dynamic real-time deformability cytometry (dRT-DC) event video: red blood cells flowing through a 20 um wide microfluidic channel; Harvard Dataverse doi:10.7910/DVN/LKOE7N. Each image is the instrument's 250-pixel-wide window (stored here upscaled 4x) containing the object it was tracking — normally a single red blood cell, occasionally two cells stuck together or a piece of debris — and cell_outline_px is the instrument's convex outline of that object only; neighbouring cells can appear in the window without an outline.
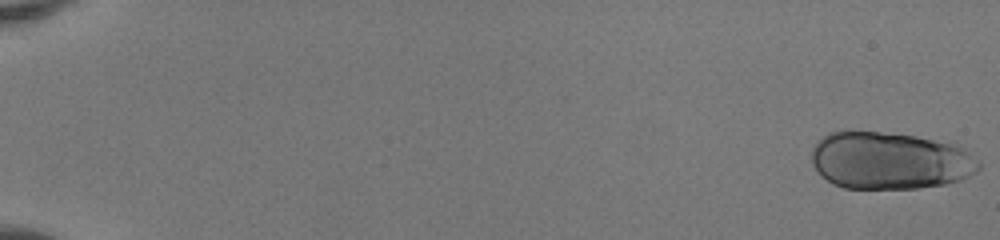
{"species": "human", "species_latin": "Homo sapiens", "temperature_condition": "room temperature", "stored_images_in_passage": 51, "segment_of_instrument_passage": [1, 2], "camera_frame_rate_fps": 3000, "um_per_image_px": 0.085, "donor": {"sex": "female"}, "frame": {"image": 1, "passage_image": 1, "time_ms": 0.0, "image_size_px": [1000, 240], "cell_outline_px": [[980, 168], [976, 172], [960, 180], [944, 184], [920, 188], [844, 188], [832, 184], [820, 176], [812, 164], [812, 148], [816, 140], [828, 132], [880, 132], [916, 136], [964, 148], [980, 164]], "centroid_in_image_um": [75.57, 13.67], "position_along_channel_um": 9.4, "area_um2": 55.66}}
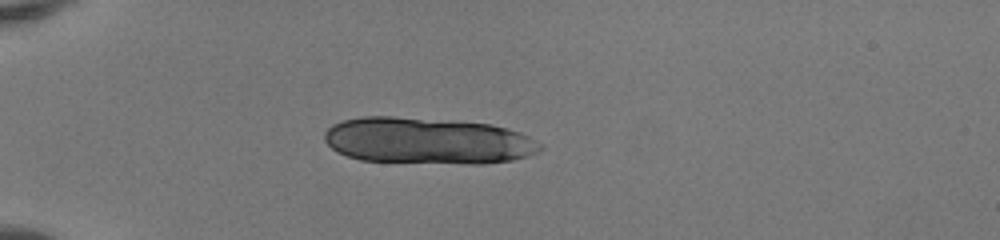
{"frame": {"image": 2, "passage_image": 16, "time_ms": 5.0, "image_size_px": [1000, 240], "cell_outline_px": [[544, 148], [528, 156], [512, 160], [484, 164], [468, 164], [360, 160], [336, 152], [324, 140], [324, 132], [332, 124], [344, 120], [364, 116], [392, 116], [492, 124], [508, 128], [520, 132], [544, 144]], "centroid_in_image_um": [36.37, 11.97], "position_along_channel_um": 48.6, "area_um2": 58.72}}